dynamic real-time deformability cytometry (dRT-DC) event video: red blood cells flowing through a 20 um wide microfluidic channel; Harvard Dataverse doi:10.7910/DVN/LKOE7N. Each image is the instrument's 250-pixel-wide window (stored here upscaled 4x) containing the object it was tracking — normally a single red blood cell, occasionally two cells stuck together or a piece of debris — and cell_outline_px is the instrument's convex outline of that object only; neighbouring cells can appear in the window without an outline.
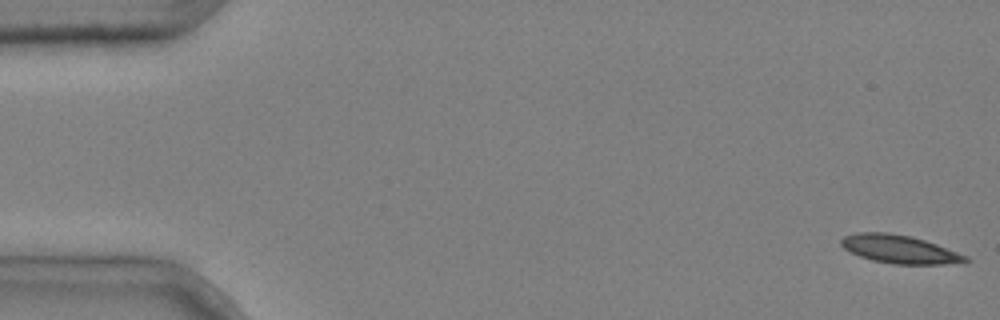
{"species": "common noctule bat (a hibernating species)", "species_latin": "Nyctalus noctula", "temperature_condition": "cold", "stored_images_in_passage": 16, "camera_frame_rate_fps": 3000, "um_per_image_px": 0.085, "animal": {"sex": "male", "body_mass_g": 20.4}, "frame": {"image": 1, "passage_image": 1, "time_ms": 0.0, "image_size_px": [1000, 320], "cell_outline_px": [[972, 260], [944, 264], [892, 264], [872, 260], [860, 256], [844, 248], [840, 244], [840, 240], [844, 236], [856, 232], [888, 232], [912, 236], [936, 244], [968, 256]], "centroid_in_image_um": [76.44, 21.17], "position_along_channel_um": 8.6, "area_um2": 20.4}}